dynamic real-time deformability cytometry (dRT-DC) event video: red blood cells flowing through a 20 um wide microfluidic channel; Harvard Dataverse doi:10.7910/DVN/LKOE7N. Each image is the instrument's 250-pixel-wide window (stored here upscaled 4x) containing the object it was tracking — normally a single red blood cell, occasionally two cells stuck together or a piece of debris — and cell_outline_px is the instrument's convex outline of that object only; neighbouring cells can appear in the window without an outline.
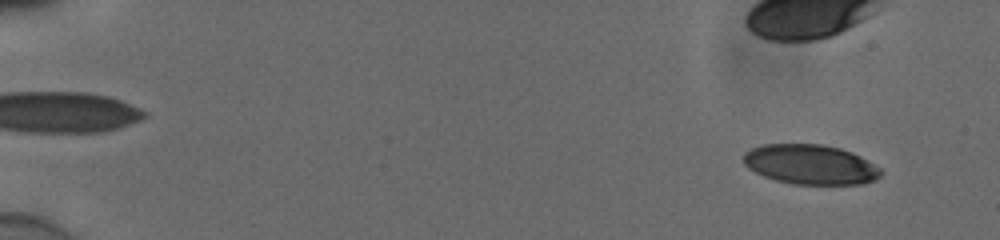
{"species": "human", "species_latin": "Homo sapiens", "temperature_condition": "cold", "stored_images_in_passage": 48, "camera_frame_rate_fps": 3000, "um_per_image_px": 0.085, "donor": {"sex": "male"}, "frame": {"image": 1, "passage_image": 5, "time_ms": 1.333, "image_size_px": [1000, 240], "cell_outline_px": [[880, 176], [872, 180], [860, 184], [792, 184], [776, 180], [764, 176], [748, 168], [744, 164], [744, 152], [752, 148], [764, 144], [820, 144], [840, 148], [852, 152], [860, 156], [880, 168]], "centroid_in_image_um": [68.86, 13.97], "position_along_channel_um": 16.1, "area_um2": 31.62}}